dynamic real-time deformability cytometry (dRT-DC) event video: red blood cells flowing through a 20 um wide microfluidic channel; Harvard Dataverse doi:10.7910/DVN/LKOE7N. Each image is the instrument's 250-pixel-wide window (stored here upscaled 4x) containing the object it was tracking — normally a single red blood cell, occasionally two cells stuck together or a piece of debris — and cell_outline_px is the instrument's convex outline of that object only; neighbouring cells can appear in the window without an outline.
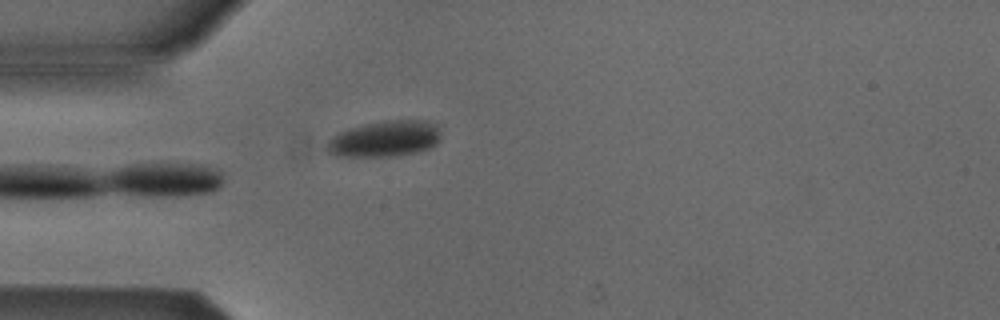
{"species": "Egyptian fruit bat (a non-hibernating species)", "species_latin": "Rousettus aegyptiacus", "temperature_condition": "cold", "stored_images_in_passage": 4, "camera_frame_rate_fps": 3000, "um_per_image_px": 0.085, "animal": {"sex": "male"}, "frame": {"image": 1, "passage_image": 4, "time_ms": 4.333, "image_size_px": [1000, 320], "cell_outline_px": [[440, 140], [436, 144], [428, 148], [416, 152], [396, 156], [336, 156], [328, 152], [324, 148], [324, 144], [336, 132], [348, 128], [364, 124], [384, 120], [428, 120], [436, 124], [440, 132]], "centroid_in_image_um": [32.66, 11.79], "position_along_channel_um": 52.3, "area_um2": 24.33}}